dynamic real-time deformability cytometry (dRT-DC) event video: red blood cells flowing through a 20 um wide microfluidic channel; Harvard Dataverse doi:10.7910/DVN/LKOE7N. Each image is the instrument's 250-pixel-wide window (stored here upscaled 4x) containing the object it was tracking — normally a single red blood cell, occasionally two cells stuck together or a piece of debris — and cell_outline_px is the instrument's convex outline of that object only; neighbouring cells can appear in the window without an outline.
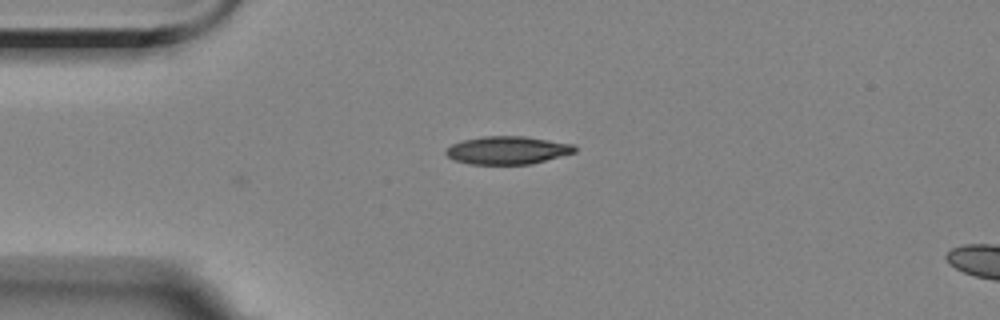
{"species": "Egyptian fruit bat (a non-hibernating species)", "species_latin": "Rousettus aegyptiacus", "temperature_condition": "room temperature", "stored_images_in_passage": 3, "segment_of_instrument_passage": [1, 2], "camera_frame_rate_fps": 3000, "um_per_image_px": 0.085, "animal": {"sex": "female"}, "frame": {"image": 1, "passage_image": 1, "time_ms": 0.0, "image_size_px": [1000, 320], "cell_outline_px": [[576, 152], [532, 164], [468, 164], [452, 160], [444, 152], [452, 144], [464, 140], [484, 136], [524, 136], [572, 144], [576, 148]], "centroid_in_image_um": [43.12, 12.78], "position_along_channel_um": 41.9, "area_um2": 20.92}}